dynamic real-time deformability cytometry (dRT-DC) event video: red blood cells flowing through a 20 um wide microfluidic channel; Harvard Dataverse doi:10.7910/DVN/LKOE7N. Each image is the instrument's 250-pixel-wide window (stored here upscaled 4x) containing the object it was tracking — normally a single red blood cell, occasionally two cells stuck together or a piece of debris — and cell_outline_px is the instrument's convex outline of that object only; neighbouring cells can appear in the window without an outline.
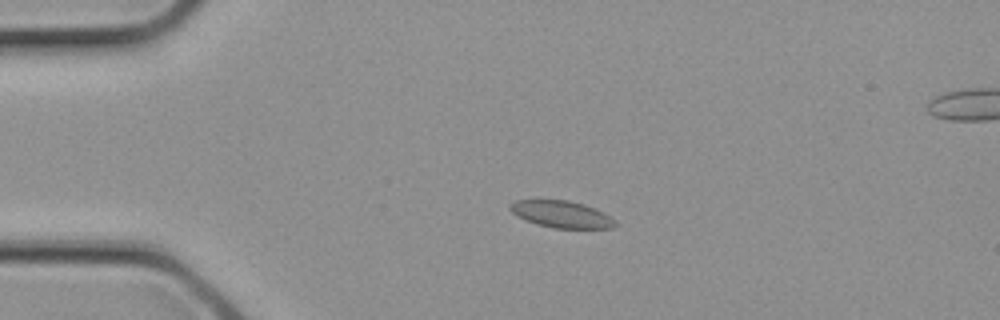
{"species": "common noctule bat (a hibernating species)", "species_latin": "Nyctalus noctula", "temperature_condition": "cold", "stored_images_in_passage": 3, "camera_frame_rate_fps": 3000, "um_per_image_px": 0.085, "animal": {"sex": "female", "body_mass_g": 21.9}, "frame": {"image": 1, "passage_image": 2, "time_ms": 0.333, "image_size_px": [1000, 320], "cell_outline_px": [[616, 224], [612, 228], [552, 228], [536, 224], [512, 212], [508, 208], [508, 204], [516, 200], [568, 200], [584, 204], [596, 208], [604, 212]], "centroid_in_image_um": [47.71, 18.2], "position_along_channel_um": 37.3, "area_um2": 16.3}}